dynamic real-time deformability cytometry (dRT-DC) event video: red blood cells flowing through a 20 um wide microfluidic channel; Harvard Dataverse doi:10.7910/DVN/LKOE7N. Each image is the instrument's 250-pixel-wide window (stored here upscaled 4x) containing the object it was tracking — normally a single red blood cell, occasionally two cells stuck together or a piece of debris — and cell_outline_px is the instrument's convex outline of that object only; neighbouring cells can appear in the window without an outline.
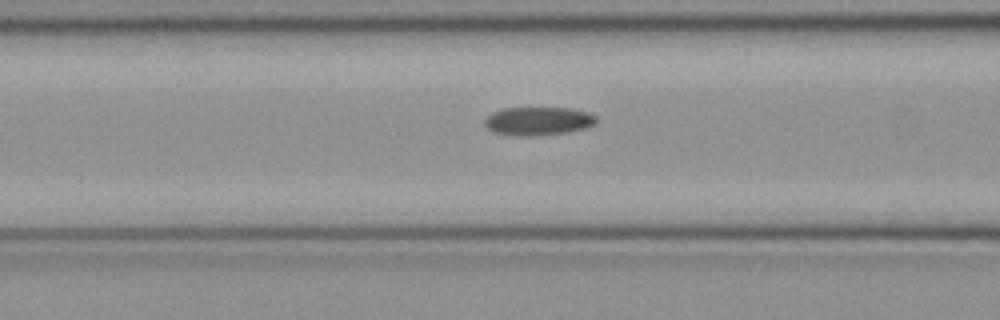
{"species": "common noctule bat (a hibernating species)", "species_latin": "Nyctalus noctula", "temperature_condition": "cold", "stored_images_in_passage": 45, "camera_frame_rate_fps": 3000, "um_per_image_px": 0.085, "animal": {"sex": "female", "body_mass_g": 21.9}, "frame": {"image": 1, "passage_image": 21, "time_ms": 6.667, "image_size_px": [1000, 320], "cell_outline_px": [[596, 124], [584, 128], [568, 132], [532, 136], [516, 136], [492, 132], [484, 124], [484, 120], [492, 112], [504, 108], [572, 108], [588, 112], [596, 116]], "centroid_in_image_um": [45.74, 10.29], "position_along_channel_um": 120.9, "area_um2": 18.55}}
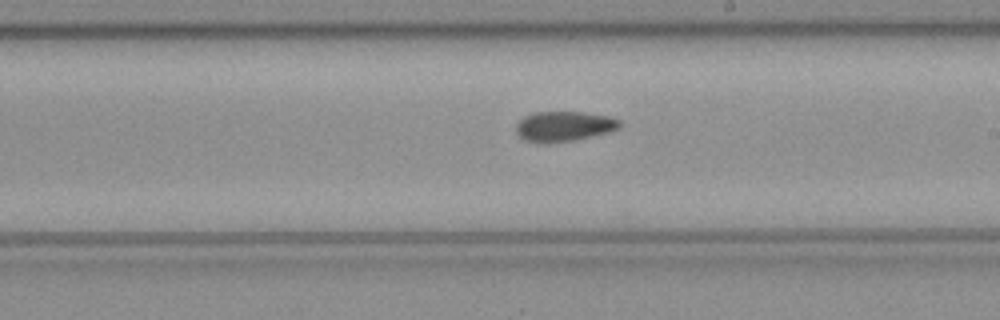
{"frame": {"image": 2, "passage_image": 30, "time_ms": 9.667, "image_size_px": [1000, 320], "cell_outline_px": [[620, 128], [612, 132], [572, 140], [544, 144], [524, 140], [516, 132], [516, 124], [524, 116], [536, 112], [584, 112], [608, 116], [620, 120]], "centroid_in_image_um": [47.94, 10.74], "position_along_channel_um": 241.1, "area_um2": 18.26}}
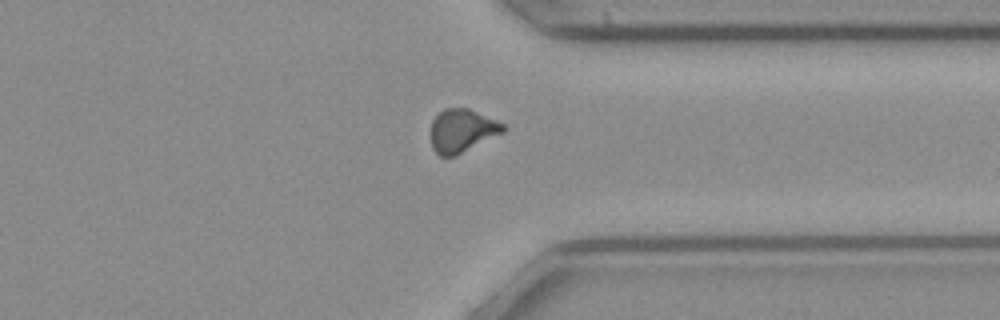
{"frame": {"image": 3, "passage_image": 40, "time_ms": 13.0, "image_size_px": [1000, 320], "cell_outline_px": [[508, 128], [504, 132], [456, 156], [440, 156], [432, 148], [432, 120], [444, 108], [468, 108], [504, 124]], "centroid_in_image_um": [39.29, 11.11], "position_along_channel_um": 372.1, "area_um2": 18.09}}